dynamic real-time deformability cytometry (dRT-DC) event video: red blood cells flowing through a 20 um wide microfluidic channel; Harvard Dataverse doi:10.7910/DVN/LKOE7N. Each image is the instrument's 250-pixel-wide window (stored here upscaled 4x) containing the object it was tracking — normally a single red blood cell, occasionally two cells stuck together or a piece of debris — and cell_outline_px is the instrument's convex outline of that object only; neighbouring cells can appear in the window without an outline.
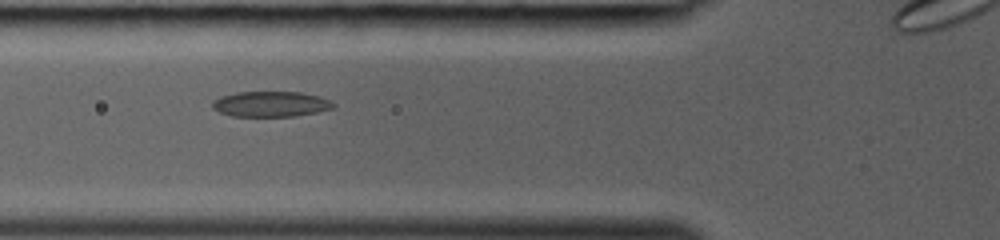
{"species": "common noctule bat (a hibernating species)", "species_latin": "Nyctalus noctula", "temperature_condition": "room temperature", "stored_images_in_passage": 13, "camera_frame_rate_fps": 3000, "um_per_image_px": 0.085, "animal": {"sex": "female", "body_mass_g": 19.0, "forearm_length_mm": 53.3}, "frame": {"image": 1, "passage_image": 5, "time_ms": 1.333, "image_size_px": [1000, 240], "cell_outline_px": [[336, 108], [296, 116], [232, 116], [220, 112], [212, 108], [212, 100], [220, 96], [236, 92], [300, 92], [320, 96], [336, 104]], "centroid_in_image_um": [23.02, 8.84], "position_along_channel_um": 102.8, "area_um2": 18.03}}
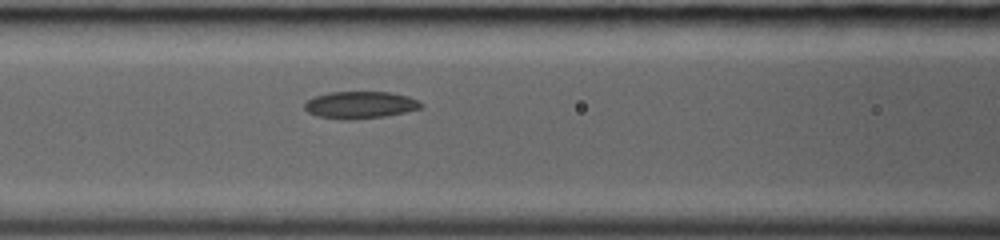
{"frame": {"image": 2, "passage_image": 7, "time_ms": 2.0, "image_size_px": [1000, 240], "cell_outline_px": [[424, 108], [384, 116], [352, 120], [340, 120], [316, 116], [308, 112], [304, 108], [304, 104], [308, 100], [316, 96], [332, 92], [388, 92], [408, 96], [424, 104]], "centroid_in_image_um": [30.61, 8.93], "position_along_channel_um": 136.0, "area_um2": 18.44}}
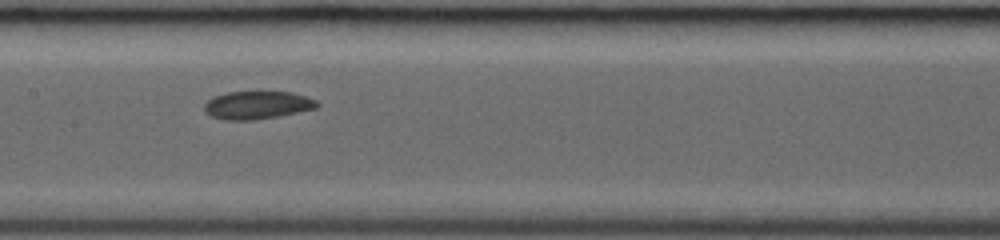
{"frame": {"image": 3, "passage_image": 10, "time_ms": 3.0, "image_size_px": [1000, 240], "cell_outline_px": [[320, 104], [316, 108], [280, 116], [256, 120], [224, 120], [212, 116], [204, 112], [204, 104], [212, 96], [228, 92], [292, 92], [308, 96], [316, 100]], "centroid_in_image_um": [21.87, 8.93], "position_along_channel_um": 185.5, "area_um2": 18.55}}